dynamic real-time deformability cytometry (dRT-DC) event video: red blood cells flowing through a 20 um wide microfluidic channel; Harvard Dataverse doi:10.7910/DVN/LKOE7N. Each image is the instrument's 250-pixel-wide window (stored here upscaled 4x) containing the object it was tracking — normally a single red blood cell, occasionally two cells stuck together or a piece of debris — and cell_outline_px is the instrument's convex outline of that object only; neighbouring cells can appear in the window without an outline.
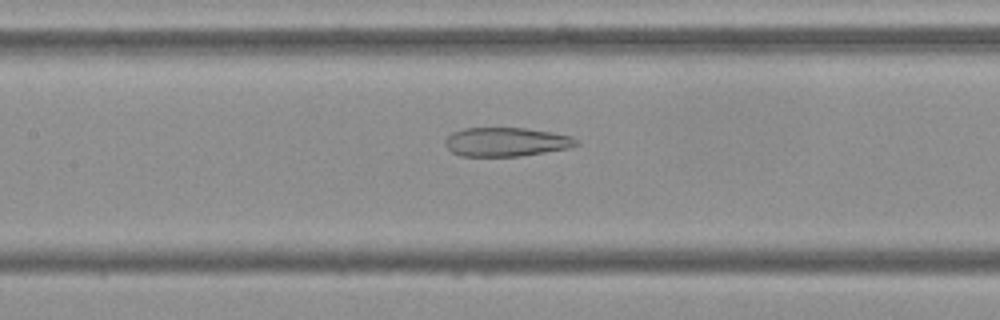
{"species": "Egyptian fruit bat (a non-hibernating species)", "species_latin": "Rousettus aegyptiacus", "temperature_condition": "cold", "stored_images_in_passage": 53, "camera_frame_rate_fps": 3000, "um_per_image_px": 0.085, "frame": {"image": 1, "passage_image": 24, "time_ms": 7.667, "image_size_px": [1000, 320], "cell_outline_px": [[580, 144], [568, 148], [520, 156], [460, 156], [452, 152], [444, 144], [444, 140], [452, 132], [464, 128], [528, 128], [552, 132], [572, 136], [580, 140]], "centroid_in_image_um": [43.04, 12.06], "position_along_channel_um": 164.4, "area_um2": 22.25}}
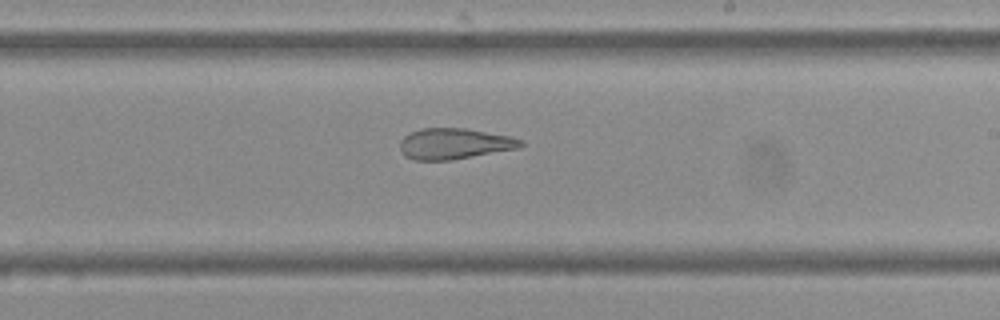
{"frame": {"image": 2, "passage_image": 31, "time_ms": 10.0, "image_size_px": [1000, 320], "cell_outline_px": [[524, 144], [520, 148], [452, 160], [412, 160], [404, 156], [400, 148], [400, 140], [404, 136], [420, 128], [468, 128], [512, 136], [524, 140]], "centroid_in_image_um": [38.65, 12.21], "position_along_channel_um": 250.3, "area_um2": 22.08}}
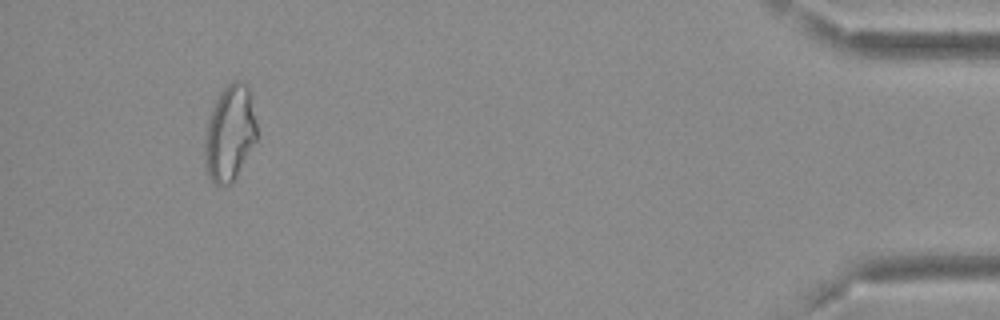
{"frame": {"image": 3, "passage_image": 50, "time_ms": 16.333, "image_size_px": [1000, 320], "cell_outline_px": [[256, 140], [232, 184], [216, 184], [208, 176], [204, 168], [204, 136], [208, 120], [212, 108], [216, 100], [224, 88], [232, 80], [240, 80], [248, 88], [256, 124]], "centroid_in_image_um": [19.49, 11.35], "position_along_channel_um": 415.7, "area_um2": 28.84}, "authors_computed_cell_mechanics": {"area_um2": 27.2238, "velocity_mm_per_s": 3.6962, "shape_relaxation_time_tau1_ms": null, "shape_relaxation_time_tau2_ms": 3.0995, "deformation_change_tau1": null, "deformation_change_tau2": 0.1283}}